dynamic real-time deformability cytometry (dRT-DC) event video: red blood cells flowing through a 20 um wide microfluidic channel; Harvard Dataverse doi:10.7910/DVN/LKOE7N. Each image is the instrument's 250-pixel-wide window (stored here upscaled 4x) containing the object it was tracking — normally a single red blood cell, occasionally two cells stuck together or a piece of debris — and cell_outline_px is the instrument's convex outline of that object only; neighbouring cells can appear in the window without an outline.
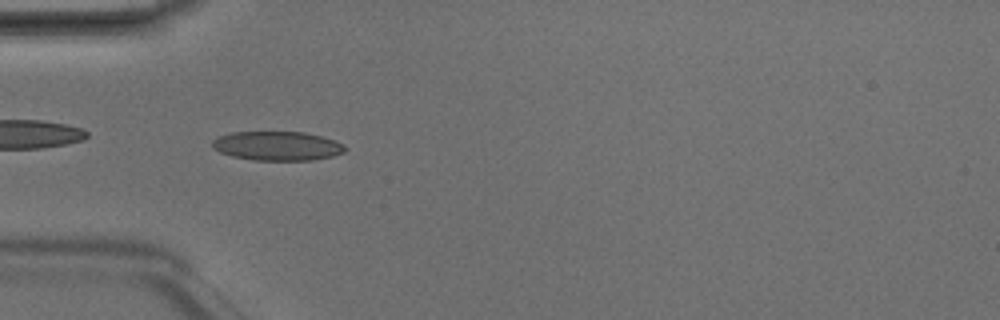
{"species": "Egyptian fruit bat (a non-hibernating species)", "species_latin": "Rousettus aegyptiacus", "temperature_condition": "room temperature", "stored_images_in_passage": 3, "camera_frame_rate_fps": 3000, "um_per_image_px": 0.085, "animal": {"sex": "male"}, "frame": {"image": 1, "passage_image": 3, "time_ms": 0.667, "image_size_px": [1000, 320], "cell_outline_px": [[348, 148], [344, 152], [332, 156], [312, 160], [256, 160], [232, 156], [220, 152], [212, 148], [212, 140], [220, 136], [232, 132], [304, 132], [320, 136], [344, 144]], "centroid_in_image_um": [23.57, 12.4], "position_along_channel_um": 61.4, "area_um2": 22.43}}